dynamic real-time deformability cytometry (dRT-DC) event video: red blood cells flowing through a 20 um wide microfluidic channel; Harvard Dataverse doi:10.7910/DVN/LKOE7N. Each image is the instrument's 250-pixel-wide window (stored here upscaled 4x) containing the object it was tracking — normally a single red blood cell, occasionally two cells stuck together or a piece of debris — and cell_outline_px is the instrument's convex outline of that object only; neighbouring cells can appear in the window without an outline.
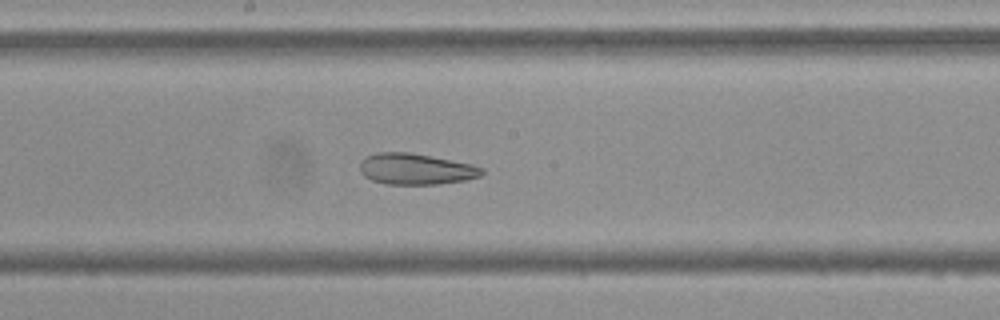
{"species": "Egyptian fruit bat (a non-hibernating species)", "species_latin": "Rousettus aegyptiacus", "temperature_condition": "cold", "stored_images_in_passage": 19, "camera_frame_rate_fps": 3000, "um_per_image_px": 0.085, "frame": {"image": 1, "passage_image": 15, "time_ms": 4.667, "image_size_px": [1000, 320], "cell_outline_px": [[484, 172], [480, 176], [464, 180], [436, 184], [384, 184], [372, 180], [364, 176], [360, 172], [360, 160], [364, 156], [376, 152], [408, 152], [452, 160], [472, 164], [484, 168]], "centroid_in_image_um": [35.3, 14.36], "position_along_channel_um": 212.9, "area_um2": 22.2}}